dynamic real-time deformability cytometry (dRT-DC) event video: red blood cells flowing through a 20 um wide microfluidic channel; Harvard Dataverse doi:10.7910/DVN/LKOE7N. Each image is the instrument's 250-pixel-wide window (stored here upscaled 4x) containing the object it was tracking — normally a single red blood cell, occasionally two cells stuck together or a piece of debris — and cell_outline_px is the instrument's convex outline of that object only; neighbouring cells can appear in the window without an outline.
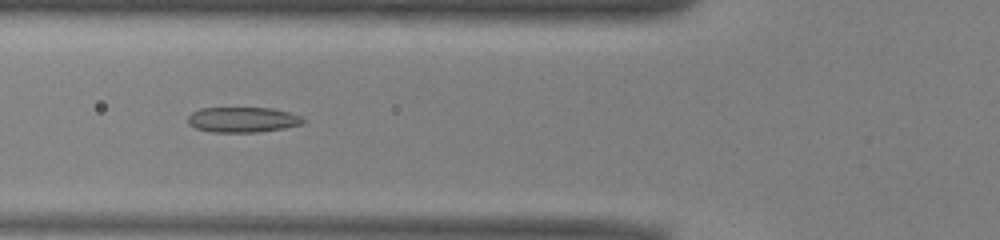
{"species": "common noctule bat (a hibernating species)", "species_latin": "Nyctalus noctula", "temperature_condition": "warm", "stored_images_in_passage": 42, "camera_frame_rate_fps": 3000, "um_per_image_px": 0.085, "animal": {"sex": "male", "body_mass_g": 13.0, "forearm_length_mm": 53.1}, "frame": {"image": 1, "passage_image": 10, "time_ms": 3.0, "image_size_px": [1000, 240], "cell_outline_px": [[308, 120], [300, 124], [284, 128], [256, 132], [212, 132], [196, 128], [188, 124], [188, 116], [192, 112], [200, 108], [272, 108], [288, 112], [300, 116]], "centroid_in_image_um": [20.62, 10.17], "position_along_channel_um": 105.2, "area_um2": 16.94}}
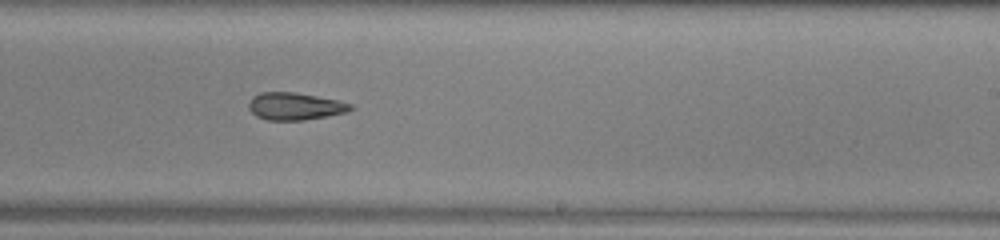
{"frame": {"image": 2, "passage_image": 22, "time_ms": 7.0, "image_size_px": [1000, 240], "cell_outline_px": [[356, 108], [344, 112], [304, 120], [268, 120], [256, 116], [248, 108], [248, 104], [252, 96], [260, 92], [296, 92], [336, 100], [352, 104]], "centroid_in_image_um": [25.03, 9.02], "position_along_channel_um": 264.0, "area_um2": 16.13}}
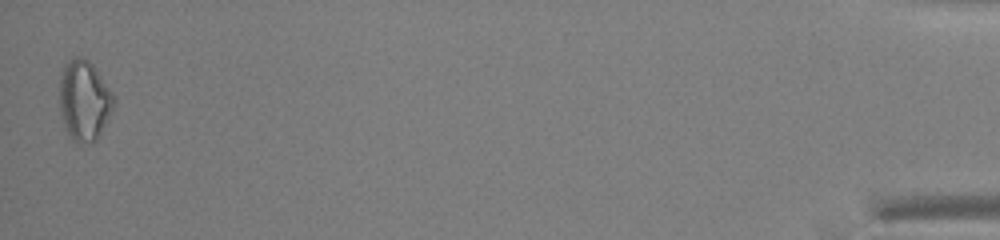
{"frame": {"image": 3, "passage_image": 42, "time_ms": 13.667, "image_size_px": [1000, 240], "cell_outline_px": [[116, 104], [112, 112], [96, 140], [88, 144], [80, 144], [72, 140], [68, 136], [64, 128], [60, 112], [60, 76], [64, 64], [72, 56], [80, 56], [88, 60], [92, 64], [116, 96]], "centroid_in_image_um": [7.16, 8.55], "position_along_channel_um": 428.0, "area_um2": 25.95}, "authors_computed_cell_mechanics": {"area_um2": 17.2533, "velocity_mm_per_s": 3.9765, "shape_relaxation_time_tau1_ms": null, "shape_relaxation_time_tau2_ms": 6.1648, "deformation_change_tau1": null, "deformation_change_tau2": 0.1496}}